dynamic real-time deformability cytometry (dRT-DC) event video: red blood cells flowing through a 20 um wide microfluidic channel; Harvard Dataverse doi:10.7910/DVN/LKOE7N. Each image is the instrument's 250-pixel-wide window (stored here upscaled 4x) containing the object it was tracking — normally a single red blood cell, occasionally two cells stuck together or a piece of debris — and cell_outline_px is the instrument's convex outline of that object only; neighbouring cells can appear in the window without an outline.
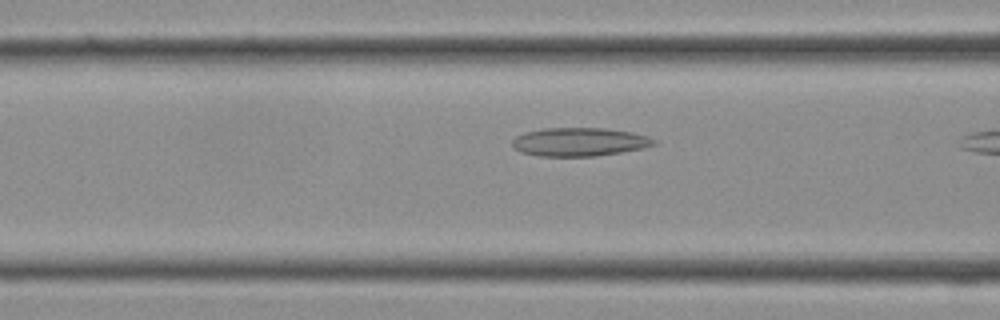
{"species": "Egyptian fruit bat (a non-hibernating species)", "species_latin": "Rousettus aegyptiacus", "temperature_condition": "cold", "stored_images_in_passage": 6, "segment_of_instrument_passage": [1, 2], "camera_frame_rate_fps": 3000, "um_per_image_px": 0.085, "frame": {"image": 1, "passage_image": 5, "time_ms": 1.333, "image_size_px": [1000, 320], "cell_outline_px": [[660, 144], [644, 148], [596, 156], [536, 156], [520, 152], [512, 148], [512, 140], [516, 136], [524, 132], [544, 128], [604, 128], [632, 132], [648, 136], [656, 140]], "centroid_in_image_um": [49.25, 12.06], "position_along_channel_um": 117.4, "area_um2": 23.81}}